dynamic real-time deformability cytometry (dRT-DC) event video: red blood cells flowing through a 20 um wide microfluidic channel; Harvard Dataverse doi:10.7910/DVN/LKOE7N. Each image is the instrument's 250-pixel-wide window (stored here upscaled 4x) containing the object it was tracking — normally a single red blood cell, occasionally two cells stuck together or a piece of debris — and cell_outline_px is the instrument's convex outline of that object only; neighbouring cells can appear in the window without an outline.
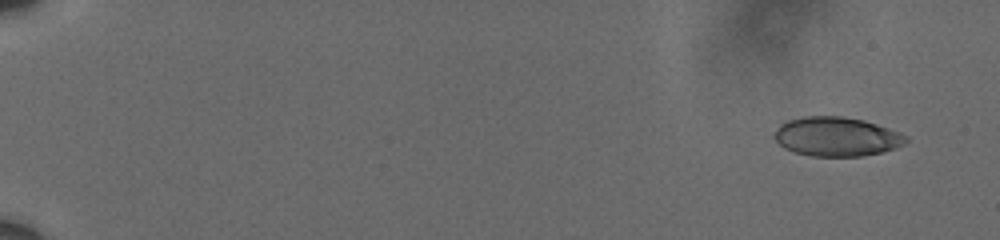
{"species": "human", "species_latin": "Homo sapiens", "temperature_condition": "cold", "stored_images_in_passage": 61, "camera_frame_rate_fps": 3000, "um_per_image_px": 0.085, "donor": {"sex": "male"}, "frame": {"image": 1, "passage_image": 5, "time_ms": 1.333, "image_size_px": [1000, 240], "cell_outline_px": [[908, 140], [904, 144], [896, 148], [864, 156], [812, 156], [796, 152], [784, 148], [772, 136], [780, 124], [788, 120], [804, 116], [844, 116], [864, 120], [900, 132], [908, 136]], "centroid_in_image_um": [71.12, 11.61], "position_along_channel_um": 13.9, "area_um2": 30.11}}
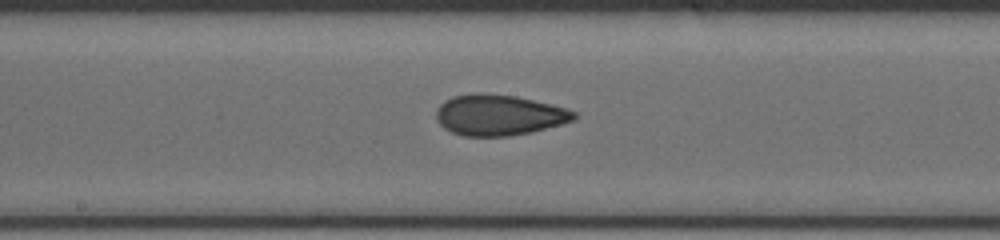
{"frame": {"image": 2, "passage_image": 36, "time_ms": 11.667, "image_size_px": [1000, 240], "cell_outline_px": [[576, 120], [564, 124], [532, 132], [508, 136], [464, 136], [452, 132], [444, 128], [436, 120], [436, 108], [444, 100], [452, 96], [476, 92], [480, 92], [516, 96], [564, 108], [576, 112]], "centroid_in_image_um": [42.38, 9.78], "position_along_channel_um": 205.8, "area_um2": 32.95}}
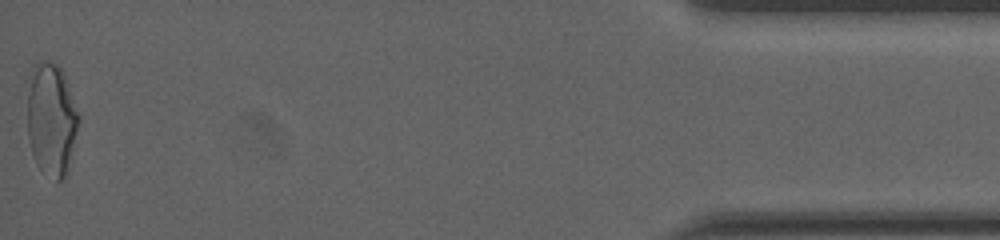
{"frame": {"image": 3, "passage_image": 61, "time_ms": 20.0, "image_size_px": [1000, 240], "cell_outline_px": [[80, 120], [68, 176], [60, 180], [56, 180], [40, 168], [36, 164], [32, 152], [28, 136], [28, 92], [36, 64], [44, 60], [56, 64], [60, 68], [64, 76], [80, 116]], "centroid_in_image_um": [4.41, 10.23], "position_along_channel_um": 430.8, "area_um2": 33.41}, "authors_computed_cell_mechanics": {"area_um2": 31.79, "velocity_mm_per_s": 3.6232, "shape_relaxation_time_tau1_ms": null, "shape_relaxation_time_tau2_ms": 1.6182, "deformation_change_tau1": null, "deformation_change_tau2": 0.0813}}